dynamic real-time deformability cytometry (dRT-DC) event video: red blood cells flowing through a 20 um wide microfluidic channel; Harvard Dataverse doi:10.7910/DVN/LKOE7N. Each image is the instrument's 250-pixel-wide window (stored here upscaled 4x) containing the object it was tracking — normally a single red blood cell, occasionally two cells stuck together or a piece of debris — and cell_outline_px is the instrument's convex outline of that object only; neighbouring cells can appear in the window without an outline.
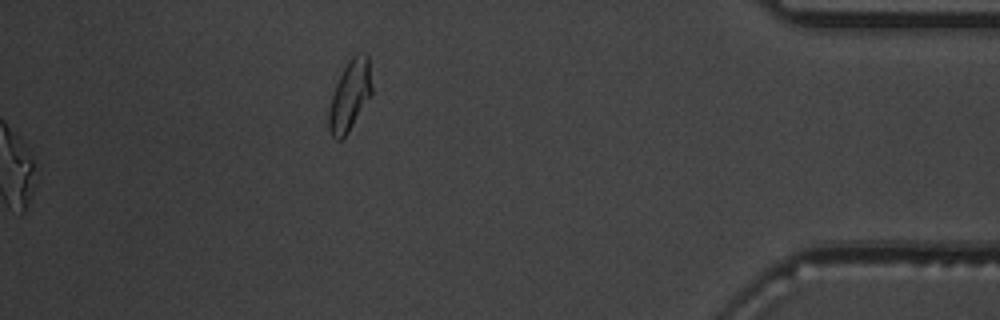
{"species": "common noctule bat (a hibernating species)", "species_latin": "Nyctalus noctula", "temperature_condition": "warm", "stored_images_in_passage": 50, "segment_of_instrument_passage": [2, 2], "camera_frame_rate_fps": 3000, "um_per_image_px": 0.085, "animal": {"sex": "male", "body_mass_g": 19.5, "forearm_length_mm": 54.6}, "frame": {"image": 1, "passage_image": 50, "time_ms": 16.333, "image_size_px": [1000, 320], "cell_outline_px": [[372, 96], [348, 132], [340, 140], [336, 140], [332, 136], [328, 128], [328, 112], [332, 92], [348, 60], [356, 52], [364, 52], [368, 56], [372, 88]], "centroid_in_image_um": [29.74, 8.11], "position_along_channel_um": 405.5, "area_um2": 17.86}}